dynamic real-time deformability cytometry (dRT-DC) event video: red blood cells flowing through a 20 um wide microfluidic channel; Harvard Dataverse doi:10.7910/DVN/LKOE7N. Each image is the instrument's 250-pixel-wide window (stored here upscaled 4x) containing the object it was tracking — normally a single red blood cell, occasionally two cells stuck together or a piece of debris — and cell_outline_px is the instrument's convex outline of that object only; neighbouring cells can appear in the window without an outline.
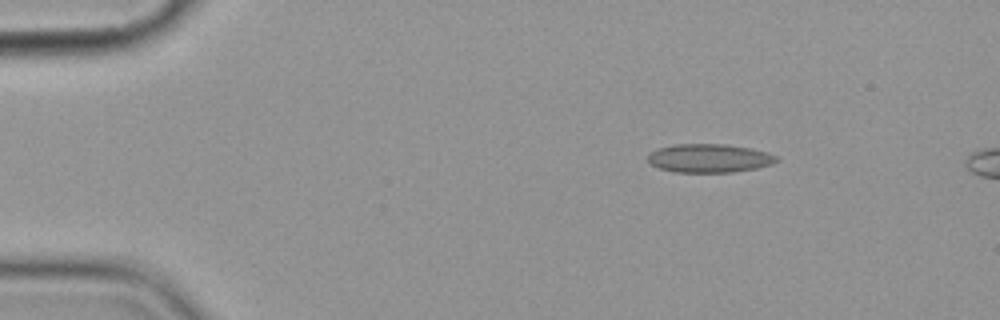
{"species": "common noctule bat (a hibernating species)", "species_latin": "Nyctalus noctula", "temperature_condition": "cold", "stored_images_in_passage": 3, "camera_frame_rate_fps": 3000, "um_per_image_px": 0.085, "animal": {"sex": "female", "body_mass_g": 19.9}, "frame": {"image": 1, "passage_image": 1, "time_ms": 0.0, "image_size_px": [1000, 320], "cell_outline_px": [[780, 160], [772, 164], [756, 168], [732, 172], [676, 172], [660, 168], [652, 164], [648, 160], [648, 152], [660, 148], [676, 144], [724, 144], [752, 148], [768, 152], [776, 156]], "centroid_in_image_um": [60.32, 13.44], "position_along_channel_um": 24.7, "area_um2": 21.39}}